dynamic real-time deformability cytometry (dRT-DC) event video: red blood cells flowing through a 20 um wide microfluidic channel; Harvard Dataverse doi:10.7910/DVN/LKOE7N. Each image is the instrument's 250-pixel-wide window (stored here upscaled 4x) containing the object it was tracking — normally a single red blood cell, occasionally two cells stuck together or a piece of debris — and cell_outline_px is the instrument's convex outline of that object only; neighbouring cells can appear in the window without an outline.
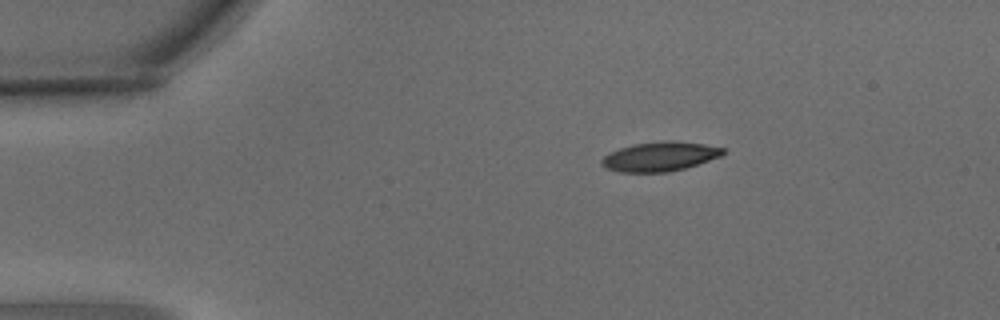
{"species": "common noctule bat (a hibernating species)", "species_latin": "Nyctalus noctula", "temperature_condition": "warm", "stored_images_in_passage": 7, "camera_frame_rate_fps": 3000, "um_per_image_px": 0.085, "animal": {"sex": "male", "body_mass_g": 15.6}, "frame": {"image": 1, "passage_image": 1, "time_ms": 0.0, "image_size_px": [1000, 320], "cell_outline_px": [[724, 152], [720, 156], [684, 168], [668, 172], [620, 172], [604, 168], [600, 164], [600, 160], [608, 152], [632, 144], [664, 140], [704, 144], [724, 148]], "centroid_in_image_um": [56.0, 13.3], "position_along_channel_um": 29.0, "area_um2": 20.69}}
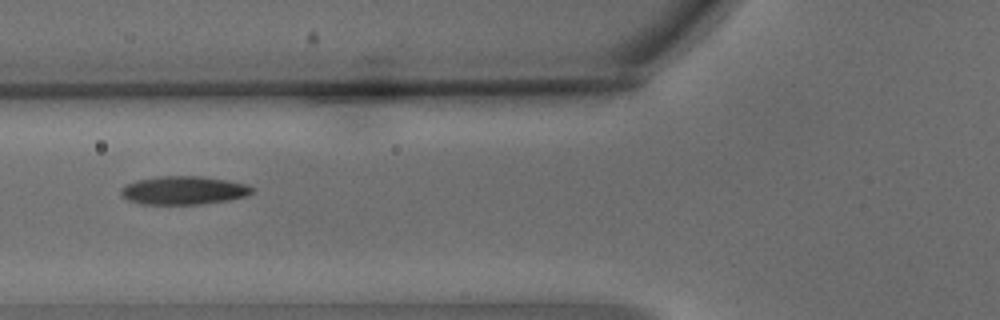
{"frame": {"image": 2, "passage_image": 4, "time_ms": 1.0, "image_size_px": [1000, 320], "cell_outline_px": [[252, 192], [248, 196], [228, 200], [200, 204], [140, 204], [128, 200], [120, 196], [120, 188], [124, 184], [136, 180], [160, 176], [200, 176], [224, 180], [244, 184], [252, 188]], "centroid_in_image_um": [15.52, 16.18], "position_along_channel_um": 110.3, "area_um2": 21.68}}
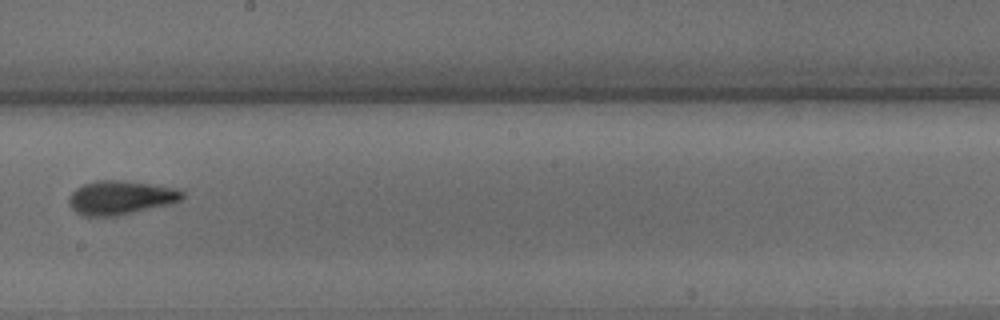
{"frame": {"image": 3, "passage_image": 7, "time_ms": 2.0, "image_size_px": [1000, 320], "cell_outline_px": [[184, 196], [180, 200], [172, 204], [120, 216], [84, 216], [76, 212], [68, 204], [68, 200], [72, 192], [76, 188], [84, 184], [96, 180], [120, 180], [148, 184], [172, 188], [184, 192]], "centroid_in_image_um": [10.23, 16.82], "position_along_channel_um": 238.0, "area_um2": 22.43}}